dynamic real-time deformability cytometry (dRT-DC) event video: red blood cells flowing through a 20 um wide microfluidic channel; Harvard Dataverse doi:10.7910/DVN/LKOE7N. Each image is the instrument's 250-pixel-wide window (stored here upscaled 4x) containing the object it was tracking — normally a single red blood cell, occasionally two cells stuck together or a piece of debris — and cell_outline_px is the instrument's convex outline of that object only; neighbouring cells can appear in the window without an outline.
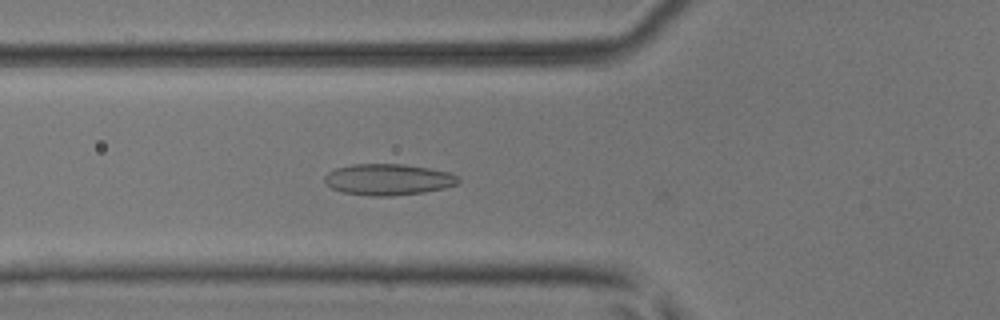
{"species": "common noctule bat (a hibernating species)", "species_latin": "Nyctalus noctula", "temperature_condition": "room temperature", "stored_images_in_passage": 42, "segment_of_instrument_passage": [1, 2], "camera_frame_rate_fps": 3000, "um_per_image_px": 0.085, "animal": {"sex": "male", "body_mass_g": 17.9, "forearm_length_mm": 54.2}, "frame": {"image": 1, "passage_image": 8, "time_ms": 2.333, "image_size_px": [1000, 320], "cell_outline_px": [[460, 180], [456, 184], [444, 188], [424, 192], [392, 196], [376, 196], [344, 192], [332, 188], [324, 180], [324, 176], [328, 172], [336, 168], [352, 164], [404, 164], [428, 168], [448, 172], [460, 176]], "centroid_in_image_um": [33.01, 15.25], "position_along_channel_um": 92.8, "area_um2": 24.22}}
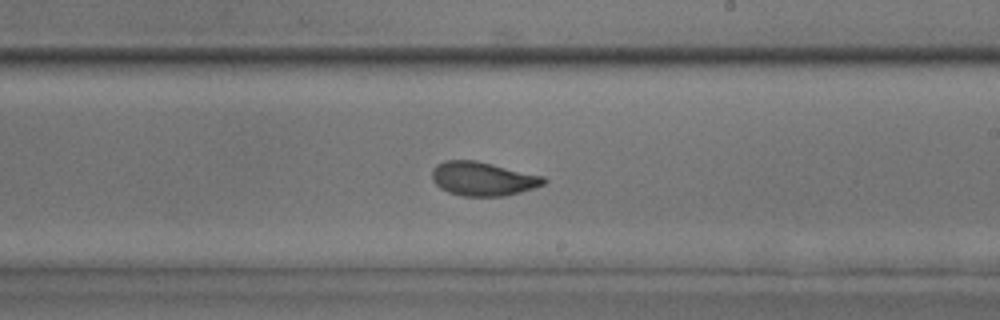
{"frame": {"image": 2, "passage_image": 20, "time_ms": 6.333, "image_size_px": [1000, 320], "cell_outline_px": [[548, 180], [544, 184], [520, 192], [504, 196], [464, 196], [448, 192], [440, 188], [432, 180], [432, 168], [436, 164], [444, 160], [476, 160], [544, 176]], "centroid_in_image_um": [41.02, 15.19], "position_along_channel_um": 248.0, "area_um2": 22.14}}
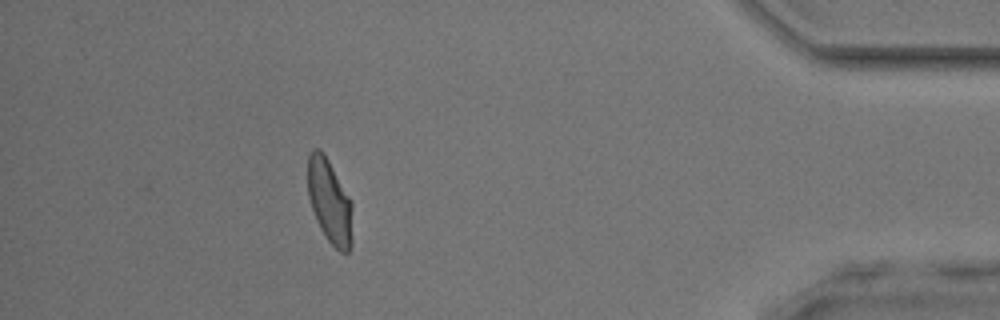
{"frame": {"image": 3, "passage_image": 36, "time_ms": 11.667, "image_size_px": [1000, 320], "cell_outline_px": [[352, 244], [348, 252], [340, 252], [328, 240], [320, 228], [316, 220], [308, 196], [308, 152], [312, 148], [320, 148], [324, 152], [348, 196], [352, 204]], "centroid_in_image_um": [28.01, 17.1], "position_along_channel_um": 407.2, "area_um2": 21.91}}